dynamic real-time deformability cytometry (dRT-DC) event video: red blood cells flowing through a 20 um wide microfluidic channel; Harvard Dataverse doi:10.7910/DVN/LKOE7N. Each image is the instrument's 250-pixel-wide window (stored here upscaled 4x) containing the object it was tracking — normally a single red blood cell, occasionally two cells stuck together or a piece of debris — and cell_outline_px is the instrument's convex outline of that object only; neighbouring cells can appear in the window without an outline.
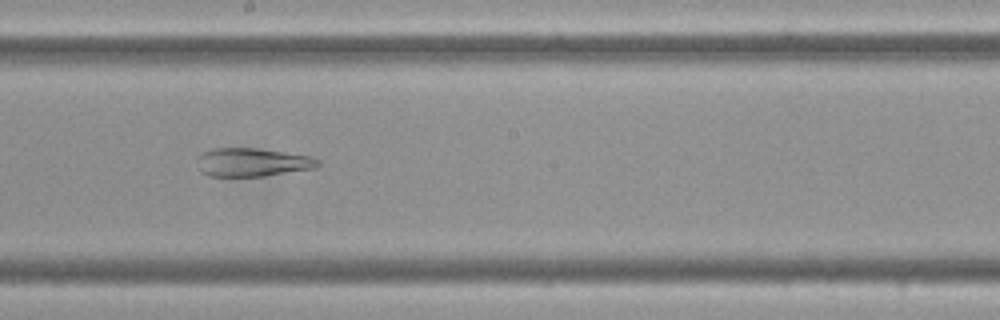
{"species": "Egyptian fruit bat (a non-hibernating species)", "species_latin": "Rousettus aegyptiacus", "temperature_condition": "cold", "stored_images_in_passage": 58, "camera_frame_rate_fps": 3000, "um_per_image_px": 0.085, "frame": {"image": 1, "passage_image": 33, "time_ms": 10.667, "image_size_px": [1000, 320], "cell_outline_px": [[320, 164], [316, 168], [264, 176], [208, 176], [200, 172], [196, 160], [200, 152], [212, 148], [256, 148], [312, 156], [320, 160]], "centroid_in_image_um": [21.42, 13.79], "position_along_channel_um": 226.8, "area_um2": 20.29}}
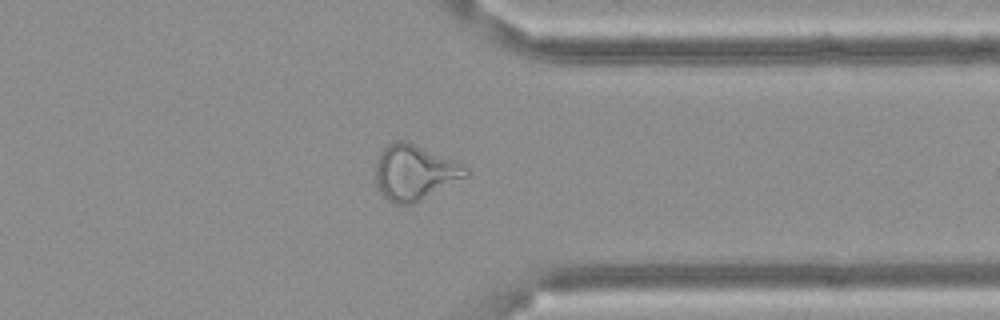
{"frame": {"image": 2, "passage_image": 46, "time_ms": 15.0, "image_size_px": [1000, 320], "cell_outline_px": [[468, 176], [412, 204], [396, 204], [388, 200], [380, 192], [372, 176], [376, 160], [380, 152], [388, 144], [396, 140], [404, 140], [452, 160], [468, 168]], "centroid_in_image_um": [35.16, 14.66], "position_along_channel_um": 376.2, "area_um2": 28.9}}
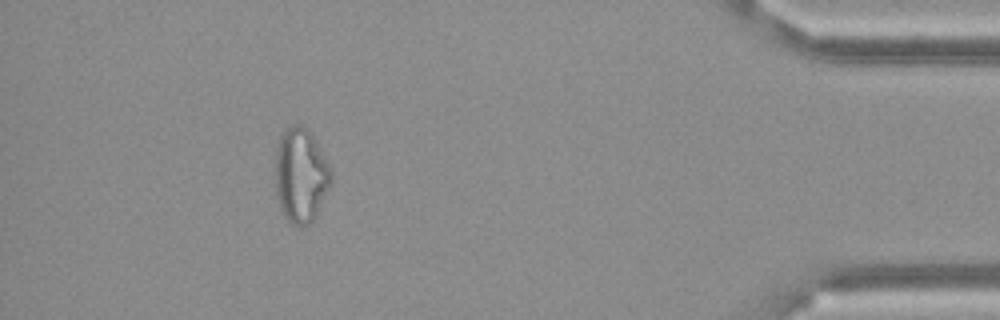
{"frame": {"image": 3, "passage_image": 53, "time_ms": 17.333, "image_size_px": [1000, 320], "cell_outline_px": [[332, 184], [316, 216], [308, 224], [300, 228], [292, 224], [288, 220], [280, 208], [276, 196], [276, 148], [280, 136], [284, 128], [292, 124], [300, 124], [308, 128], [312, 132], [332, 172]], "centroid_in_image_um": [25.58, 14.88], "position_along_channel_um": 409.6, "area_um2": 31.21}, "authors_computed_cell_mechanics": {"area_um2": 29.8826, "velocity_mm_per_s": 3.5163, "shape_relaxation_time_tau1_ms": null, "shape_relaxation_time_tau2_ms": 2.7789, "deformation_change_tau1": null, "deformation_change_tau2": 0.1285}}